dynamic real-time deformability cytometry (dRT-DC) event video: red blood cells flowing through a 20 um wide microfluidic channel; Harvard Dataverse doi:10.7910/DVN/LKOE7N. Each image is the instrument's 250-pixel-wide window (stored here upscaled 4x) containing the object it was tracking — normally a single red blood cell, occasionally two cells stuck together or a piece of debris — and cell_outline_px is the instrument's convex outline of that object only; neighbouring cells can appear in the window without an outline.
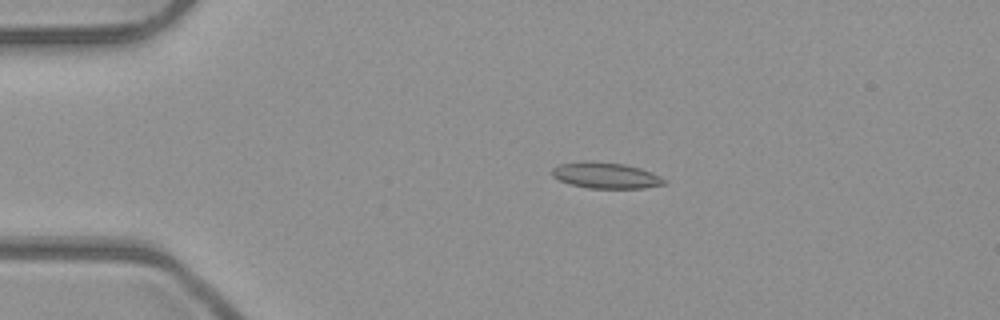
{"species": "common noctule bat (a hibernating species)", "species_latin": "Nyctalus noctula", "temperature_condition": "room temperature", "stored_images_in_passage": 52, "camera_frame_rate_fps": 3000, "um_per_image_px": 0.085, "animal": {"sex": "male", "body_mass_g": 23.1, "forearm_length_mm": 52.7}, "frame": {"image": 1, "passage_image": 11, "time_ms": 3.333, "image_size_px": [1000, 320], "cell_outline_px": [[668, 180], [664, 184], [644, 188], [588, 188], [572, 184], [560, 180], [552, 176], [552, 168], [560, 164], [580, 160], [592, 160], [624, 164], [640, 168], [652, 172]], "centroid_in_image_um": [51.49, 14.89], "position_along_channel_um": 33.5, "area_um2": 17.17}}
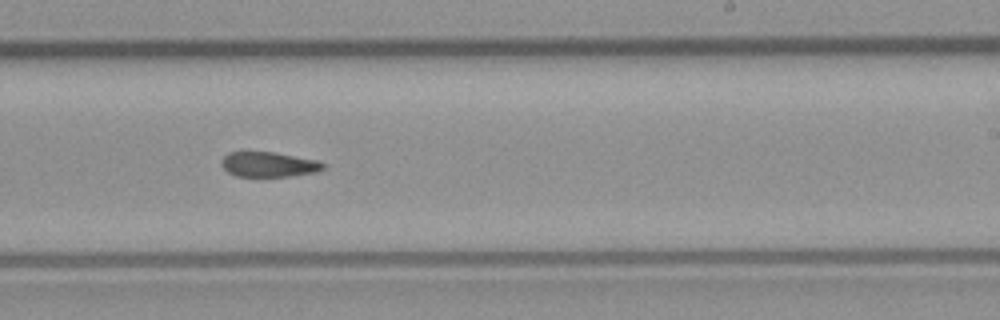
{"frame": {"image": 2, "passage_image": 32, "time_ms": 10.333, "image_size_px": [1000, 320], "cell_outline_px": [[324, 168], [320, 172], [288, 176], [236, 176], [228, 172], [220, 164], [220, 160], [228, 152], [272, 152], [316, 160], [324, 164]], "centroid_in_image_um": [22.82, 13.98], "position_along_channel_um": 266.2, "area_um2": 14.74}}
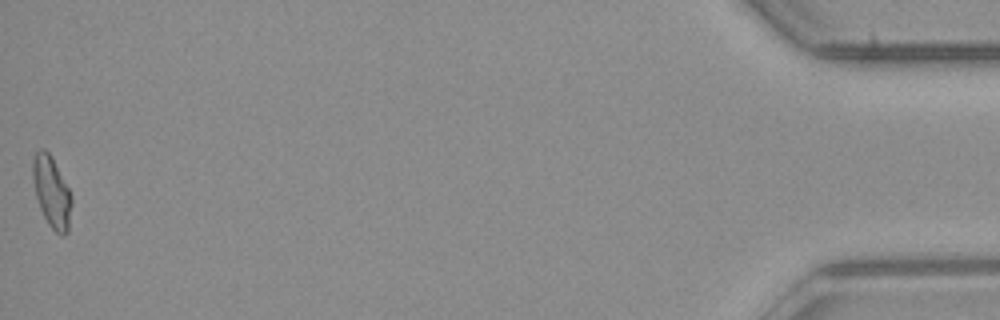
{"frame": {"image": 3, "passage_image": 52, "time_ms": 17.0, "image_size_px": [1000, 320], "cell_outline_px": [[72, 204], [68, 232], [64, 236], [60, 236], [48, 224], [40, 208], [36, 196], [32, 176], [32, 160], [36, 152], [40, 148], [44, 148], [52, 156], [72, 196]], "centroid_in_image_um": [4.39, 16.32], "position_along_channel_um": 430.8, "area_um2": 16.18}, "authors_computed_cell_mechanics": {"area_um2": 15.9528, "velocity_mm_per_s": 3.9989, "shape_relaxation_time_tau1_ms": null, "shape_relaxation_time_tau2_ms": 5.2323, "deformation_change_tau1": null, "deformation_change_tau2": 0.1023}}